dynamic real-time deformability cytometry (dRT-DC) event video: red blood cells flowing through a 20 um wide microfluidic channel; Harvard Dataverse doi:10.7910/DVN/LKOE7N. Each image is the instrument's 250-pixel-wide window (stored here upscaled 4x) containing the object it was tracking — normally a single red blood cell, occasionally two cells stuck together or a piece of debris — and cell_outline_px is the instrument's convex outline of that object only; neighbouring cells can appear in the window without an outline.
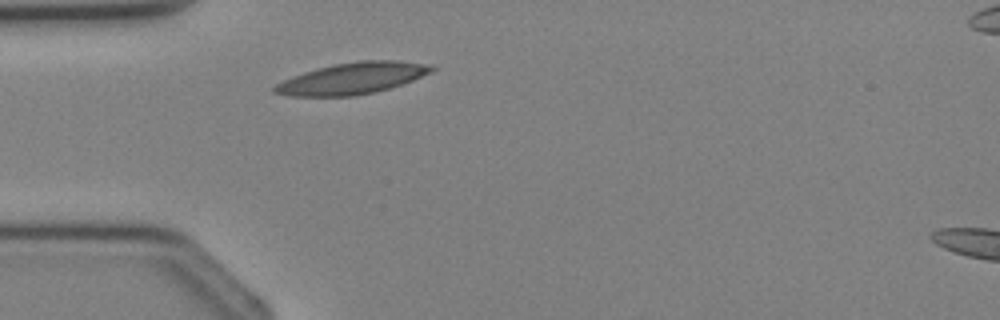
{"species": "Egyptian fruit bat (a non-hibernating species)", "species_latin": "Rousettus aegyptiacus", "temperature_condition": "cold", "stored_images_in_passage": 2, "camera_frame_rate_fps": 3000, "um_per_image_px": 0.085, "animal": {"sex": "female"}, "frame": {"image": 1, "passage_image": 1, "time_ms": 0.0, "image_size_px": [1000, 320], "cell_outline_px": [[436, 68], [432, 72], [412, 80], [388, 88], [356, 96], [292, 96], [272, 92], [272, 88], [276, 84], [292, 76], [316, 68], [332, 64], [356, 60], [400, 60], [432, 64]], "centroid_in_image_um": [29.96, 6.64], "position_along_channel_um": 55.0, "area_um2": 28.9}}